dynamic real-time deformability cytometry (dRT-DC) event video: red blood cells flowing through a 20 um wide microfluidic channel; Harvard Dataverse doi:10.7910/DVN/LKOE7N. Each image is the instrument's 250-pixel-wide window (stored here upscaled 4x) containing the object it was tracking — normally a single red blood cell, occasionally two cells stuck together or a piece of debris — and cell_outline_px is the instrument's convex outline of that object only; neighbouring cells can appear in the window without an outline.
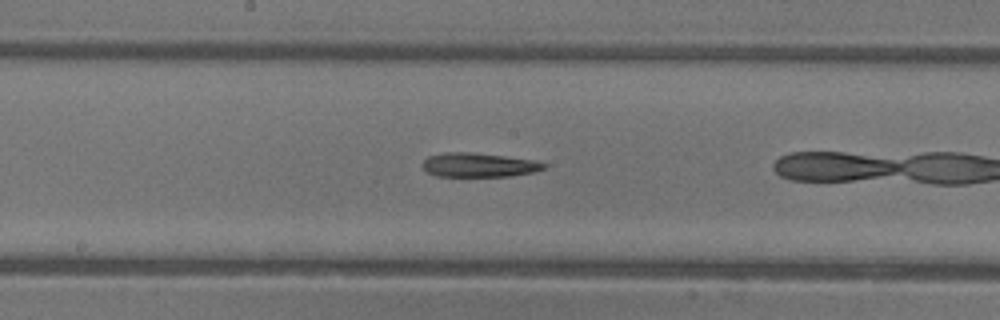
{"species": "common noctule bat (a hibernating species)", "species_latin": "Nyctalus noctula", "temperature_condition": "warm", "stored_images_in_passage": 15, "camera_frame_rate_fps": 3000, "um_per_image_px": 0.085, "animal": {"sex": "female"}, "frame": {"image": 1, "passage_image": 11, "time_ms": 3.333, "image_size_px": [1000, 320], "cell_outline_px": [[548, 164], [544, 168], [532, 172], [508, 176], [436, 176], [428, 172], [420, 164], [428, 156], [444, 152], [468, 152], [504, 156], [532, 160]], "centroid_in_image_um": [40.64, 14.02], "position_along_channel_um": 207.6, "area_um2": 16.88}}